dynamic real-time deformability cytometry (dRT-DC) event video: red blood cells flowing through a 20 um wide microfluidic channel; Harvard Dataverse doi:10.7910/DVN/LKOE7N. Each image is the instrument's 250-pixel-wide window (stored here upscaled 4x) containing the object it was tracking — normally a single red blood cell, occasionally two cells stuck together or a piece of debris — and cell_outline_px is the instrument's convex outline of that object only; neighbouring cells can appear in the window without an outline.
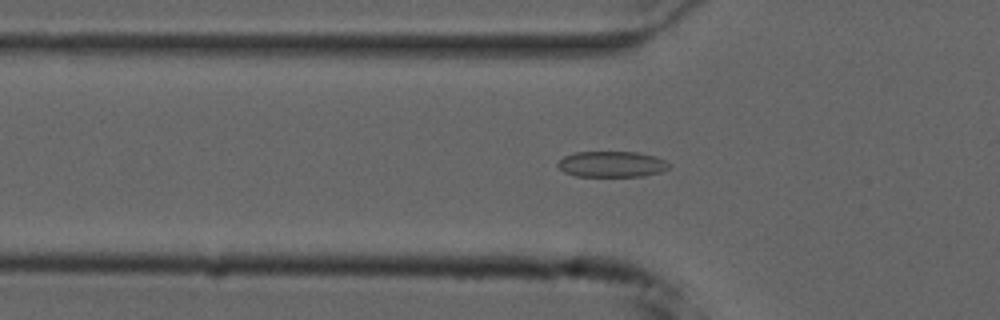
{"species": "common noctule bat (a hibernating species)", "species_latin": "Nyctalus noctula", "temperature_condition": "cold", "stored_images_in_passage": 55, "camera_frame_rate_fps": 3000, "um_per_image_px": 0.085, "animal": {"sex": "male", "forearm_length_mm": 52.5}, "frame": {"image": 1, "passage_image": 18, "time_ms": 5.667, "image_size_px": [1000, 320], "cell_outline_px": [[672, 164], [668, 168], [660, 172], [644, 176], [576, 176], [564, 172], [556, 164], [564, 156], [576, 152], [636, 152], [656, 156]], "centroid_in_image_um": [52.02, 13.95], "position_along_channel_um": 73.8, "area_um2": 16.76}}
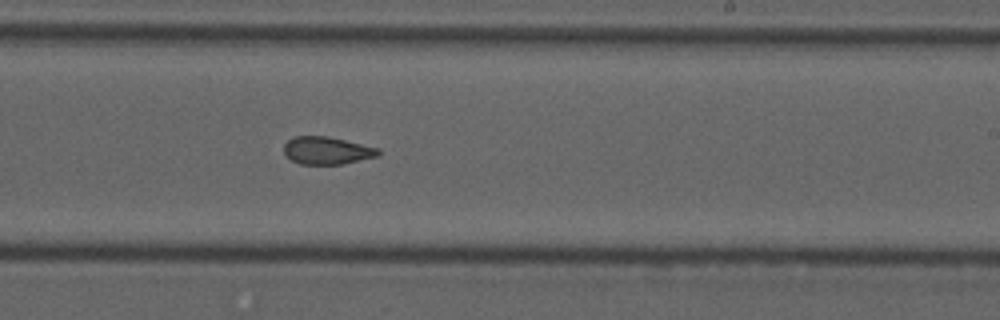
{"frame": {"image": 2, "passage_image": 33, "time_ms": 10.667, "image_size_px": [1000, 320], "cell_outline_px": [[380, 152], [376, 156], [340, 164], [300, 164], [292, 160], [284, 152], [284, 144], [292, 136], [328, 136], [380, 148]], "centroid_in_image_um": [27.77, 12.78], "position_along_channel_um": 261.2, "area_um2": 15.03}}
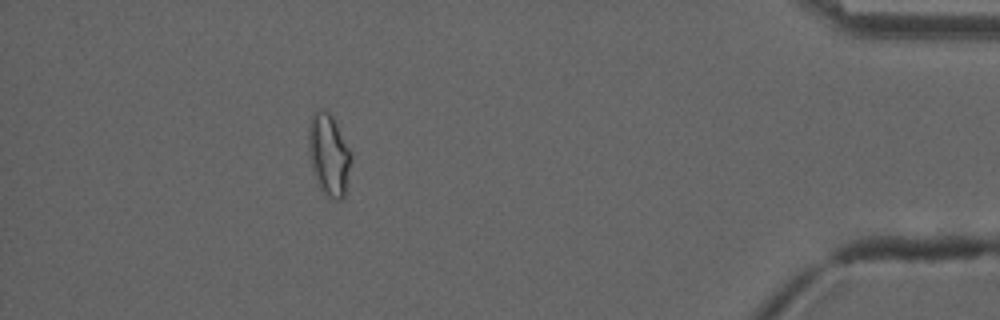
{"frame": {"image": 3, "passage_image": 49, "time_ms": 16.0, "image_size_px": [1000, 320], "cell_outline_px": [[352, 160], [344, 196], [340, 200], [328, 200], [312, 168], [308, 152], [308, 124], [312, 112], [328, 112], [332, 116], [352, 152]], "centroid_in_image_um": [27.96, 13.16], "position_along_channel_um": 407.2, "area_um2": 20.23}, "authors_computed_cell_mechanics": {"area_um2": 17.34, "velocity_mm_per_s": 3.749, "shape_relaxation_time_tau1_ms": null, "shape_relaxation_time_tau2_ms": 2.2669, "deformation_change_tau1": null, "deformation_change_tau2": 0.0923}}